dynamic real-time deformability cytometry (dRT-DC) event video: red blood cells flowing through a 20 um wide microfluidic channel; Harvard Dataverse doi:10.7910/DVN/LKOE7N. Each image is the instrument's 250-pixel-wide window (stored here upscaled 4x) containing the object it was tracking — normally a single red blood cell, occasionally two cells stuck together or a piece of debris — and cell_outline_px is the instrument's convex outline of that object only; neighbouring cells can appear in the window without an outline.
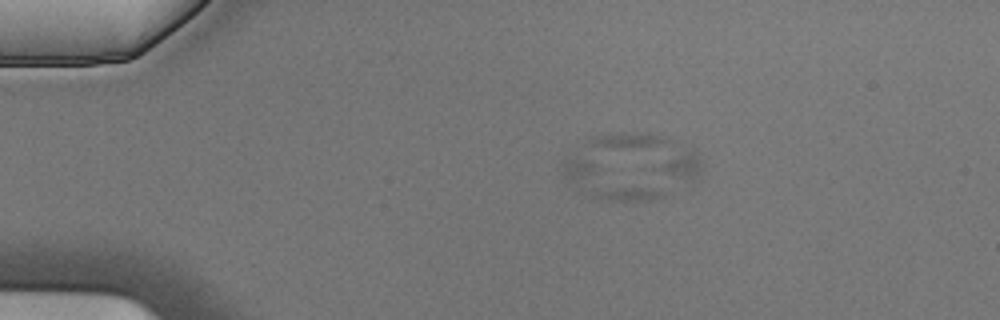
{"species": "Egyptian fruit bat (a non-hibernating species)", "species_latin": "Rousettus aegyptiacus", "temperature_condition": "cold", "stored_images_in_passage": 4, "camera_frame_rate_fps": 3000, "um_per_image_px": 0.085, "animal": {"sex": "male"}, "frame": {"image": 1, "passage_image": 2, "time_ms": 0.333, "image_size_px": [1000, 320], "cell_outline_px": [[664, 196], [652, 200], [596, 200], [588, 196], [568, 180], [560, 172], [564, 164], [568, 160], [576, 156], [588, 156], [664, 192]], "centroid_in_image_um": [51.53, 15.41], "position_along_channel_um": 33.5, "area_um2": 19.13}}